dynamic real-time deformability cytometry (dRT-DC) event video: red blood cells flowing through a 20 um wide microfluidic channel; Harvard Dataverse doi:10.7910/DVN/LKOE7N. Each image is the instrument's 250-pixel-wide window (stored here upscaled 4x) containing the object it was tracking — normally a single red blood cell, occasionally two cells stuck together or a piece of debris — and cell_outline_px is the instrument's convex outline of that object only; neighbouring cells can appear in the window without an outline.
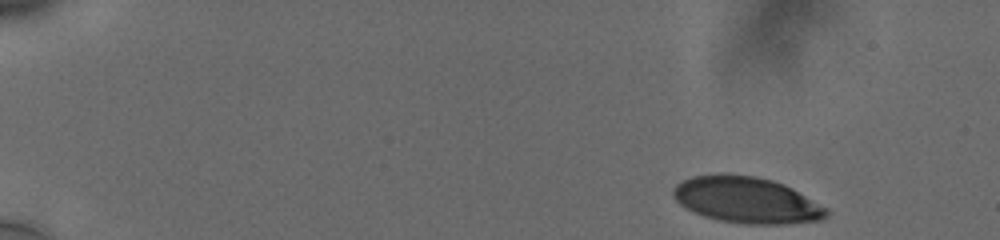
{"species": "human", "species_latin": "Homo sapiens", "temperature_condition": "cold", "stored_images_in_passage": 30, "camera_frame_rate_fps": 3000, "um_per_image_px": 0.085, "donor": {"sex": "male"}, "frame": {"image": 1, "passage_image": 1, "time_ms": 0.0, "image_size_px": [1000, 240], "cell_outline_px": [[828, 216], [820, 220], [784, 224], [744, 224], [720, 220], [704, 216], [680, 204], [672, 196], [672, 188], [676, 184], [692, 176], [720, 172], [728, 172], [756, 176], [772, 180], [784, 184], [792, 188], [828, 208]], "centroid_in_image_um": [63.45, 16.98], "position_along_channel_um": 21.5, "area_um2": 41.62}}
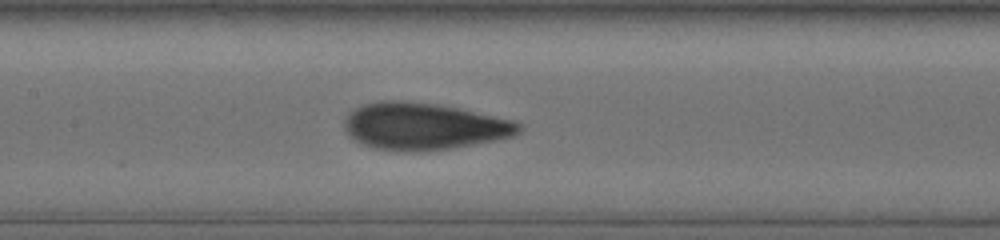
{"frame": {"image": 2, "passage_image": 24, "time_ms": 7.667, "image_size_px": [1000, 240], "cell_outline_px": [[520, 132], [512, 136], [496, 140], [448, 148], [420, 152], [416, 152], [372, 148], [360, 144], [348, 136], [344, 128], [344, 116], [352, 108], [360, 104], [380, 100], [404, 100], [440, 104], [460, 108], [512, 120], [520, 124]], "centroid_in_image_um": [35.92, 10.71], "position_along_channel_um": 171.5, "area_um2": 48.26}}
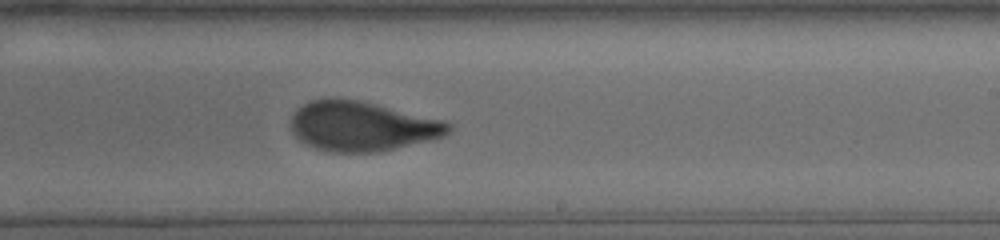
{"frame": {"image": 3, "passage_image": 30, "time_ms": 10.0, "image_size_px": [1000, 240], "cell_outline_px": [[452, 128], [444, 136], [432, 140], [376, 152], [332, 152], [316, 148], [300, 140], [292, 132], [292, 116], [296, 108], [308, 100], [356, 100], [444, 120], [452, 124]], "centroid_in_image_um": [30.78, 10.75], "position_along_channel_um": 258.2, "area_um2": 44.91}}